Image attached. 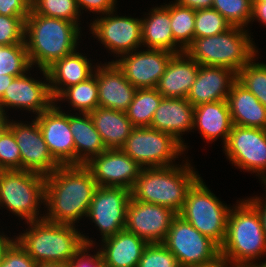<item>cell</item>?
<instances>
[{"label":"cell","instance_id":"obj_1","mask_svg":"<svg viewBox=\"0 0 266 267\" xmlns=\"http://www.w3.org/2000/svg\"><path fill=\"white\" fill-rule=\"evenodd\" d=\"M97 187L85 165H61L45 177L47 213L43 219L60 224L79 223L87 217Z\"/></svg>","mask_w":266,"mask_h":267},{"label":"cell","instance_id":"obj_2","mask_svg":"<svg viewBox=\"0 0 266 267\" xmlns=\"http://www.w3.org/2000/svg\"><path fill=\"white\" fill-rule=\"evenodd\" d=\"M80 28L74 22L35 14L31 10L25 20L24 33L31 66L46 70L55 61L76 51Z\"/></svg>","mask_w":266,"mask_h":267},{"label":"cell","instance_id":"obj_3","mask_svg":"<svg viewBox=\"0 0 266 267\" xmlns=\"http://www.w3.org/2000/svg\"><path fill=\"white\" fill-rule=\"evenodd\" d=\"M183 161L180 165L144 167L130 189L131 199L168 207L179 214L189 188L200 177L189 159Z\"/></svg>","mask_w":266,"mask_h":267},{"label":"cell","instance_id":"obj_4","mask_svg":"<svg viewBox=\"0 0 266 267\" xmlns=\"http://www.w3.org/2000/svg\"><path fill=\"white\" fill-rule=\"evenodd\" d=\"M26 231L15 240L36 263H68L84 245L95 242L80 233L76 225L52 223L44 219L27 222Z\"/></svg>","mask_w":266,"mask_h":267},{"label":"cell","instance_id":"obj_5","mask_svg":"<svg viewBox=\"0 0 266 267\" xmlns=\"http://www.w3.org/2000/svg\"><path fill=\"white\" fill-rule=\"evenodd\" d=\"M236 203L228 216L220 257L234 264H257L256 261L266 255V237L260 213L248 199Z\"/></svg>","mask_w":266,"mask_h":267},{"label":"cell","instance_id":"obj_6","mask_svg":"<svg viewBox=\"0 0 266 267\" xmlns=\"http://www.w3.org/2000/svg\"><path fill=\"white\" fill-rule=\"evenodd\" d=\"M248 30L232 26L218 35L194 38L184 52L200 65L225 67L238 73L259 54Z\"/></svg>","mask_w":266,"mask_h":267},{"label":"cell","instance_id":"obj_7","mask_svg":"<svg viewBox=\"0 0 266 267\" xmlns=\"http://www.w3.org/2000/svg\"><path fill=\"white\" fill-rule=\"evenodd\" d=\"M40 204L45 205V176L24 170H0V208L4 206L27 223L43 219Z\"/></svg>","mask_w":266,"mask_h":267},{"label":"cell","instance_id":"obj_8","mask_svg":"<svg viewBox=\"0 0 266 267\" xmlns=\"http://www.w3.org/2000/svg\"><path fill=\"white\" fill-rule=\"evenodd\" d=\"M231 208L221 202L199 177L189 188L178 215L220 247L225 240Z\"/></svg>","mask_w":266,"mask_h":267},{"label":"cell","instance_id":"obj_9","mask_svg":"<svg viewBox=\"0 0 266 267\" xmlns=\"http://www.w3.org/2000/svg\"><path fill=\"white\" fill-rule=\"evenodd\" d=\"M121 149L143 168L175 165L185 152L172 135L150 127H135Z\"/></svg>","mask_w":266,"mask_h":267},{"label":"cell","instance_id":"obj_10","mask_svg":"<svg viewBox=\"0 0 266 267\" xmlns=\"http://www.w3.org/2000/svg\"><path fill=\"white\" fill-rule=\"evenodd\" d=\"M163 244L181 267L209 264L220 257V247L179 215L173 219Z\"/></svg>","mask_w":266,"mask_h":267},{"label":"cell","instance_id":"obj_11","mask_svg":"<svg viewBox=\"0 0 266 267\" xmlns=\"http://www.w3.org/2000/svg\"><path fill=\"white\" fill-rule=\"evenodd\" d=\"M223 149L231 164L258 174L266 185V129L233 125Z\"/></svg>","mask_w":266,"mask_h":267},{"label":"cell","instance_id":"obj_12","mask_svg":"<svg viewBox=\"0 0 266 267\" xmlns=\"http://www.w3.org/2000/svg\"><path fill=\"white\" fill-rule=\"evenodd\" d=\"M115 11L102 14L104 17L97 16L89 27L91 34L105 45L109 53L111 51L119 58L142 47L141 18L119 16Z\"/></svg>","mask_w":266,"mask_h":267},{"label":"cell","instance_id":"obj_13","mask_svg":"<svg viewBox=\"0 0 266 267\" xmlns=\"http://www.w3.org/2000/svg\"><path fill=\"white\" fill-rule=\"evenodd\" d=\"M130 198L129 189L106 186L96 188L87 217L98 227L102 240L125 229Z\"/></svg>","mask_w":266,"mask_h":267},{"label":"cell","instance_id":"obj_14","mask_svg":"<svg viewBox=\"0 0 266 267\" xmlns=\"http://www.w3.org/2000/svg\"><path fill=\"white\" fill-rule=\"evenodd\" d=\"M9 129L20 150L21 170L46 177L61 166L52 157L36 119L28 124L11 120Z\"/></svg>","mask_w":266,"mask_h":267},{"label":"cell","instance_id":"obj_15","mask_svg":"<svg viewBox=\"0 0 266 267\" xmlns=\"http://www.w3.org/2000/svg\"><path fill=\"white\" fill-rule=\"evenodd\" d=\"M138 50L121 55L113 62L137 89L156 88L175 53L161 49Z\"/></svg>","mask_w":266,"mask_h":267},{"label":"cell","instance_id":"obj_16","mask_svg":"<svg viewBox=\"0 0 266 267\" xmlns=\"http://www.w3.org/2000/svg\"><path fill=\"white\" fill-rule=\"evenodd\" d=\"M177 215L168 207L130 198L127 205L125 229L142 238L148 244L163 243L171 223Z\"/></svg>","mask_w":266,"mask_h":267},{"label":"cell","instance_id":"obj_17","mask_svg":"<svg viewBox=\"0 0 266 267\" xmlns=\"http://www.w3.org/2000/svg\"><path fill=\"white\" fill-rule=\"evenodd\" d=\"M38 70L42 72L44 81L29 77L28 72L12 80L0 100L3 114H7L5 111L9 108L20 110L23 108L38 116L54 104L47 72L44 69Z\"/></svg>","mask_w":266,"mask_h":267},{"label":"cell","instance_id":"obj_18","mask_svg":"<svg viewBox=\"0 0 266 267\" xmlns=\"http://www.w3.org/2000/svg\"><path fill=\"white\" fill-rule=\"evenodd\" d=\"M85 166L90 170L97 186L129 190L143 169L122 149H106L92 157Z\"/></svg>","mask_w":266,"mask_h":267},{"label":"cell","instance_id":"obj_19","mask_svg":"<svg viewBox=\"0 0 266 267\" xmlns=\"http://www.w3.org/2000/svg\"><path fill=\"white\" fill-rule=\"evenodd\" d=\"M54 103L35 119L52 157L60 165H75V143L69 127V114Z\"/></svg>","mask_w":266,"mask_h":267},{"label":"cell","instance_id":"obj_20","mask_svg":"<svg viewBox=\"0 0 266 267\" xmlns=\"http://www.w3.org/2000/svg\"><path fill=\"white\" fill-rule=\"evenodd\" d=\"M106 63L98 64L94 70L99 106L126 113L137 88L126 79L113 61Z\"/></svg>","mask_w":266,"mask_h":267},{"label":"cell","instance_id":"obj_21","mask_svg":"<svg viewBox=\"0 0 266 267\" xmlns=\"http://www.w3.org/2000/svg\"><path fill=\"white\" fill-rule=\"evenodd\" d=\"M237 73L225 67L200 65L187 100L195 107L202 103L227 100Z\"/></svg>","mask_w":266,"mask_h":267},{"label":"cell","instance_id":"obj_22","mask_svg":"<svg viewBox=\"0 0 266 267\" xmlns=\"http://www.w3.org/2000/svg\"><path fill=\"white\" fill-rule=\"evenodd\" d=\"M194 125V106L187 98L163 97L155 110L150 128L172 135L184 150L188 147L182 139L183 134L191 131Z\"/></svg>","mask_w":266,"mask_h":267},{"label":"cell","instance_id":"obj_23","mask_svg":"<svg viewBox=\"0 0 266 267\" xmlns=\"http://www.w3.org/2000/svg\"><path fill=\"white\" fill-rule=\"evenodd\" d=\"M91 59L74 51L73 53L55 61L46 69L50 92L55 99L64 89L69 86L81 83L90 78L96 69V64L93 65ZM93 65V66H92Z\"/></svg>","mask_w":266,"mask_h":267},{"label":"cell","instance_id":"obj_24","mask_svg":"<svg viewBox=\"0 0 266 267\" xmlns=\"http://www.w3.org/2000/svg\"><path fill=\"white\" fill-rule=\"evenodd\" d=\"M199 67L200 64L185 52L175 54L159 79L156 89L163 97L187 98Z\"/></svg>","mask_w":266,"mask_h":267},{"label":"cell","instance_id":"obj_25","mask_svg":"<svg viewBox=\"0 0 266 267\" xmlns=\"http://www.w3.org/2000/svg\"><path fill=\"white\" fill-rule=\"evenodd\" d=\"M100 254L107 267H138L148 243L126 229L101 240Z\"/></svg>","mask_w":266,"mask_h":267},{"label":"cell","instance_id":"obj_26","mask_svg":"<svg viewBox=\"0 0 266 267\" xmlns=\"http://www.w3.org/2000/svg\"><path fill=\"white\" fill-rule=\"evenodd\" d=\"M232 120L227 100L202 103L194 107V125L208 142L222 138L225 145L232 128Z\"/></svg>","mask_w":266,"mask_h":267},{"label":"cell","instance_id":"obj_27","mask_svg":"<svg viewBox=\"0 0 266 267\" xmlns=\"http://www.w3.org/2000/svg\"><path fill=\"white\" fill-rule=\"evenodd\" d=\"M227 102L233 125L266 129V107L238 81L233 84Z\"/></svg>","mask_w":266,"mask_h":267},{"label":"cell","instance_id":"obj_28","mask_svg":"<svg viewBox=\"0 0 266 267\" xmlns=\"http://www.w3.org/2000/svg\"><path fill=\"white\" fill-rule=\"evenodd\" d=\"M71 114L69 127L75 143V165H85L92 157L101 154L107 148L89 113Z\"/></svg>","mask_w":266,"mask_h":267},{"label":"cell","instance_id":"obj_29","mask_svg":"<svg viewBox=\"0 0 266 267\" xmlns=\"http://www.w3.org/2000/svg\"><path fill=\"white\" fill-rule=\"evenodd\" d=\"M89 114L107 149H121L135 128L124 112L98 106Z\"/></svg>","mask_w":266,"mask_h":267},{"label":"cell","instance_id":"obj_30","mask_svg":"<svg viewBox=\"0 0 266 267\" xmlns=\"http://www.w3.org/2000/svg\"><path fill=\"white\" fill-rule=\"evenodd\" d=\"M145 15V18H141L142 45L147 49H161L174 53L170 3L155 6Z\"/></svg>","mask_w":266,"mask_h":267},{"label":"cell","instance_id":"obj_31","mask_svg":"<svg viewBox=\"0 0 266 267\" xmlns=\"http://www.w3.org/2000/svg\"><path fill=\"white\" fill-rule=\"evenodd\" d=\"M68 101L73 110L79 113H90L99 106L98 101V85L95 73L81 83L69 86L64 89L55 99L58 101Z\"/></svg>","mask_w":266,"mask_h":267},{"label":"cell","instance_id":"obj_32","mask_svg":"<svg viewBox=\"0 0 266 267\" xmlns=\"http://www.w3.org/2000/svg\"><path fill=\"white\" fill-rule=\"evenodd\" d=\"M196 10L170 1L171 29L174 37V53L179 54L194 40Z\"/></svg>","mask_w":266,"mask_h":267},{"label":"cell","instance_id":"obj_33","mask_svg":"<svg viewBox=\"0 0 266 267\" xmlns=\"http://www.w3.org/2000/svg\"><path fill=\"white\" fill-rule=\"evenodd\" d=\"M163 96L156 88L137 89L126 111L134 127H150Z\"/></svg>","mask_w":266,"mask_h":267},{"label":"cell","instance_id":"obj_34","mask_svg":"<svg viewBox=\"0 0 266 267\" xmlns=\"http://www.w3.org/2000/svg\"><path fill=\"white\" fill-rule=\"evenodd\" d=\"M32 70L25 44L0 45V75L19 77Z\"/></svg>","mask_w":266,"mask_h":267},{"label":"cell","instance_id":"obj_35","mask_svg":"<svg viewBox=\"0 0 266 267\" xmlns=\"http://www.w3.org/2000/svg\"><path fill=\"white\" fill-rule=\"evenodd\" d=\"M35 14L67 20L81 25V12L75 0H31Z\"/></svg>","mask_w":266,"mask_h":267},{"label":"cell","instance_id":"obj_36","mask_svg":"<svg viewBox=\"0 0 266 267\" xmlns=\"http://www.w3.org/2000/svg\"><path fill=\"white\" fill-rule=\"evenodd\" d=\"M255 60L254 57L237 73V81L266 107V63Z\"/></svg>","mask_w":266,"mask_h":267},{"label":"cell","instance_id":"obj_37","mask_svg":"<svg viewBox=\"0 0 266 267\" xmlns=\"http://www.w3.org/2000/svg\"><path fill=\"white\" fill-rule=\"evenodd\" d=\"M231 26L246 28L252 19L253 0H213L212 7Z\"/></svg>","mask_w":266,"mask_h":267},{"label":"cell","instance_id":"obj_38","mask_svg":"<svg viewBox=\"0 0 266 267\" xmlns=\"http://www.w3.org/2000/svg\"><path fill=\"white\" fill-rule=\"evenodd\" d=\"M231 27V24L213 8L196 10L194 38L218 35Z\"/></svg>","mask_w":266,"mask_h":267},{"label":"cell","instance_id":"obj_39","mask_svg":"<svg viewBox=\"0 0 266 267\" xmlns=\"http://www.w3.org/2000/svg\"><path fill=\"white\" fill-rule=\"evenodd\" d=\"M138 267H181V265L163 243H151L144 249Z\"/></svg>","mask_w":266,"mask_h":267},{"label":"cell","instance_id":"obj_40","mask_svg":"<svg viewBox=\"0 0 266 267\" xmlns=\"http://www.w3.org/2000/svg\"><path fill=\"white\" fill-rule=\"evenodd\" d=\"M24 16L0 15V45L25 44Z\"/></svg>","mask_w":266,"mask_h":267},{"label":"cell","instance_id":"obj_41","mask_svg":"<svg viewBox=\"0 0 266 267\" xmlns=\"http://www.w3.org/2000/svg\"><path fill=\"white\" fill-rule=\"evenodd\" d=\"M0 170H21L20 150L10 129L0 139Z\"/></svg>","mask_w":266,"mask_h":267},{"label":"cell","instance_id":"obj_42","mask_svg":"<svg viewBox=\"0 0 266 267\" xmlns=\"http://www.w3.org/2000/svg\"><path fill=\"white\" fill-rule=\"evenodd\" d=\"M36 262L15 240L5 251L0 267H35Z\"/></svg>","mask_w":266,"mask_h":267},{"label":"cell","instance_id":"obj_43","mask_svg":"<svg viewBox=\"0 0 266 267\" xmlns=\"http://www.w3.org/2000/svg\"><path fill=\"white\" fill-rule=\"evenodd\" d=\"M94 248L92 245H84L75 255V257L67 263L68 267H107L102 260L99 248L94 255L89 254Z\"/></svg>","mask_w":266,"mask_h":267},{"label":"cell","instance_id":"obj_44","mask_svg":"<svg viewBox=\"0 0 266 267\" xmlns=\"http://www.w3.org/2000/svg\"><path fill=\"white\" fill-rule=\"evenodd\" d=\"M31 0H0V15L28 17Z\"/></svg>","mask_w":266,"mask_h":267},{"label":"cell","instance_id":"obj_45","mask_svg":"<svg viewBox=\"0 0 266 267\" xmlns=\"http://www.w3.org/2000/svg\"><path fill=\"white\" fill-rule=\"evenodd\" d=\"M77 2L78 8L81 12L85 11L92 12L93 14H106L108 12L114 11L116 8L117 0H75ZM95 12V13H94Z\"/></svg>","mask_w":266,"mask_h":267},{"label":"cell","instance_id":"obj_46","mask_svg":"<svg viewBox=\"0 0 266 267\" xmlns=\"http://www.w3.org/2000/svg\"><path fill=\"white\" fill-rule=\"evenodd\" d=\"M177 4L194 10L211 8L213 0H174Z\"/></svg>","mask_w":266,"mask_h":267},{"label":"cell","instance_id":"obj_47","mask_svg":"<svg viewBox=\"0 0 266 267\" xmlns=\"http://www.w3.org/2000/svg\"><path fill=\"white\" fill-rule=\"evenodd\" d=\"M264 188L266 189V186ZM264 199L265 200H263L261 196L259 197L256 195L255 197L248 198V200L258 209L260 213L262 223H263V230H264L265 237H266V195Z\"/></svg>","mask_w":266,"mask_h":267},{"label":"cell","instance_id":"obj_48","mask_svg":"<svg viewBox=\"0 0 266 267\" xmlns=\"http://www.w3.org/2000/svg\"><path fill=\"white\" fill-rule=\"evenodd\" d=\"M255 20L266 26V2H253L251 21Z\"/></svg>","mask_w":266,"mask_h":267},{"label":"cell","instance_id":"obj_49","mask_svg":"<svg viewBox=\"0 0 266 267\" xmlns=\"http://www.w3.org/2000/svg\"><path fill=\"white\" fill-rule=\"evenodd\" d=\"M15 241V238L7 237L3 233H0V262L4 257L5 251L9 248V246Z\"/></svg>","mask_w":266,"mask_h":267},{"label":"cell","instance_id":"obj_50","mask_svg":"<svg viewBox=\"0 0 266 267\" xmlns=\"http://www.w3.org/2000/svg\"><path fill=\"white\" fill-rule=\"evenodd\" d=\"M14 76L10 75H0V100L2 99V96L6 90V88L9 87V84L12 82L14 79Z\"/></svg>","mask_w":266,"mask_h":267},{"label":"cell","instance_id":"obj_51","mask_svg":"<svg viewBox=\"0 0 266 267\" xmlns=\"http://www.w3.org/2000/svg\"><path fill=\"white\" fill-rule=\"evenodd\" d=\"M7 114L0 115V139L2 138L3 134L9 129L10 120Z\"/></svg>","mask_w":266,"mask_h":267},{"label":"cell","instance_id":"obj_52","mask_svg":"<svg viewBox=\"0 0 266 267\" xmlns=\"http://www.w3.org/2000/svg\"><path fill=\"white\" fill-rule=\"evenodd\" d=\"M189 267H226V261L222 257H219L216 261L212 263Z\"/></svg>","mask_w":266,"mask_h":267},{"label":"cell","instance_id":"obj_53","mask_svg":"<svg viewBox=\"0 0 266 267\" xmlns=\"http://www.w3.org/2000/svg\"><path fill=\"white\" fill-rule=\"evenodd\" d=\"M35 267H68L66 263L40 262Z\"/></svg>","mask_w":266,"mask_h":267},{"label":"cell","instance_id":"obj_54","mask_svg":"<svg viewBox=\"0 0 266 267\" xmlns=\"http://www.w3.org/2000/svg\"><path fill=\"white\" fill-rule=\"evenodd\" d=\"M226 267H258L256 264H234L226 262Z\"/></svg>","mask_w":266,"mask_h":267},{"label":"cell","instance_id":"obj_55","mask_svg":"<svg viewBox=\"0 0 266 267\" xmlns=\"http://www.w3.org/2000/svg\"><path fill=\"white\" fill-rule=\"evenodd\" d=\"M258 267H266V260H265V262H259V264L257 263L256 264Z\"/></svg>","mask_w":266,"mask_h":267},{"label":"cell","instance_id":"obj_56","mask_svg":"<svg viewBox=\"0 0 266 267\" xmlns=\"http://www.w3.org/2000/svg\"><path fill=\"white\" fill-rule=\"evenodd\" d=\"M253 2H266V0H253Z\"/></svg>","mask_w":266,"mask_h":267}]
</instances>
